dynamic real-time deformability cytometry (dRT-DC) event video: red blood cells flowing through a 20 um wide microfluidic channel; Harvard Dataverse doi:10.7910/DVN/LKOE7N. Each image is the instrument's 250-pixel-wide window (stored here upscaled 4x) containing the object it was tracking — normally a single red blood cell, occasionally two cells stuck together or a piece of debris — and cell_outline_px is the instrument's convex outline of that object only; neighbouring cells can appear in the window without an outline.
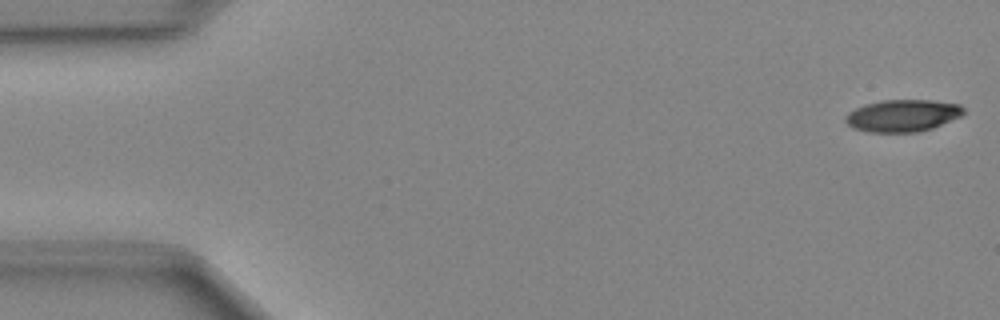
{"species": "Egyptian fruit bat (a non-hibernating species)", "species_latin": "Rousettus aegyptiacus", "temperature_condition": "cold", "stored_images_in_passage": 48, "camera_frame_rate_fps": 3000, "um_per_image_px": 0.085, "animal": {"sex": "female"}, "frame": {"image": 1, "passage_image": 1, "time_ms": 0.0, "image_size_px": [1000, 320], "cell_outline_px": [[964, 112], [960, 116], [932, 128], [920, 132], [868, 132], [852, 128], [844, 120], [844, 116], [848, 112], [864, 104], [880, 100], [932, 100], [960, 104], [964, 108]], "centroid_in_image_um": [76.69, 9.82], "position_along_channel_um": 8.3, "area_um2": 22.2}}
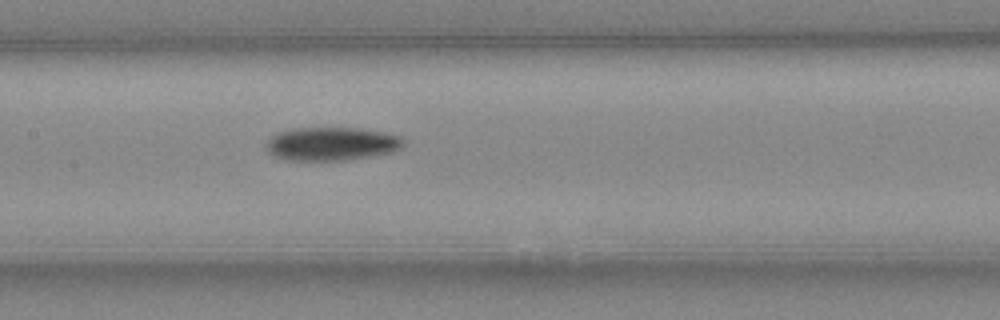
{"frame": {"image": 2, "passage_image": 23, "time_ms": 7.333, "image_size_px": [1000, 320], "cell_outline_px": [[404, 144], [400, 148], [392, 152], [344, 160], [284, 160], [272, 156], [264, 148], [264, 144], [276, 132], [292, 128], [360, 128], [384, 132], [400, 136], [404, 140]], "centroid_in_image_um": [28.11, 12.22], "position_along_channel_um": 179.3, "area_um2": 26.93}}
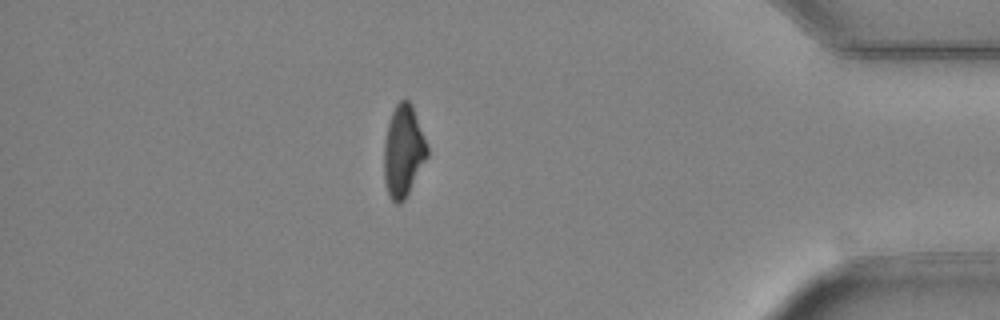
{"frame": {"image": 3, "passage_image": 42, "time_ms": 13.667, "image_size_px": [1000, 320], "cell_outline_px": [[428, 156], [404, 200], [400, 204], [396, 204], [388, 196], [384, 180], [384, 144], [388, 124], [392, 112], [396, 104], [400, 100], [408, 100], [412, 104], [428, 144]], "centroid_in_image_um": [34.29, 12.85], "position_along_channel_um": 400.9, "area_um2": 23.18}}